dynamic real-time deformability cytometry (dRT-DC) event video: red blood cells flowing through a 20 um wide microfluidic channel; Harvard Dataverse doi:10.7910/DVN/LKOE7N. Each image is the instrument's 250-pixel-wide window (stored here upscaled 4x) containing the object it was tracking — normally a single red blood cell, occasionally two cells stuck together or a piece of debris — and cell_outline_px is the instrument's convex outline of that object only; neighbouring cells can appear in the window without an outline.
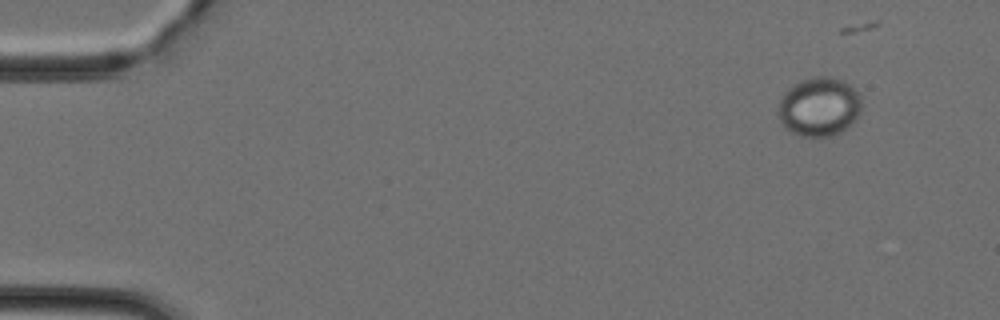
{"species": "Egyptian fruit bat (a non-hibernating species)", "species_latin": "Rousettus aegyptiacus", "temperature_condition": "cold", "stored_images_in_passage": 42, "camera_frame_rate_fps": 3000, "um_per_image_px": 0.085, "animal": {"sex": "female"}, "frame": {"image": 1, "passage_image": 1, "time_ms": 0.0, "image_size_px": [1000, 320], "cell_outline_px": [[860, 112], [856, 120], [844, 132], [832, 136], [800, 136], [784, 128], [776, 112], [780, 100], [784, 92], [792, 84], [800, 80], [816, 76], [832, 76], [844, 80], [860, 96]], "centroid_in_image_um": [69.61, 9.08], "position_along_channel_um": 15.4, "area_um2": 29.13}}
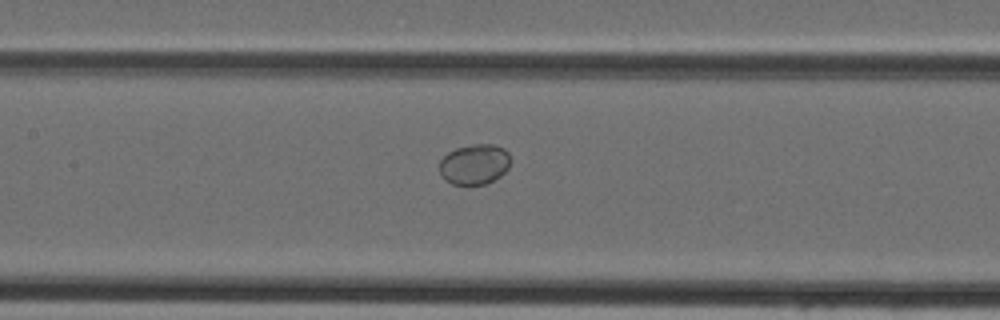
{"frame": {"image": 2, "passage_image": 19, "time_ms": 6.0, "image_size_px": [1000, 320], "cell_outline_px": [[508, 168], [500, 176], [484, 184], [452, 184], [444, 180], [440, 172], [440, 160], [448, 152], [456, 148], [472, 144], [492, 144], [504, 148], [508, 152]], "centroid_in_image_um": [40.3, 13.95], "position_along_channel_um": 167.1, "area_um2": 16.53}}
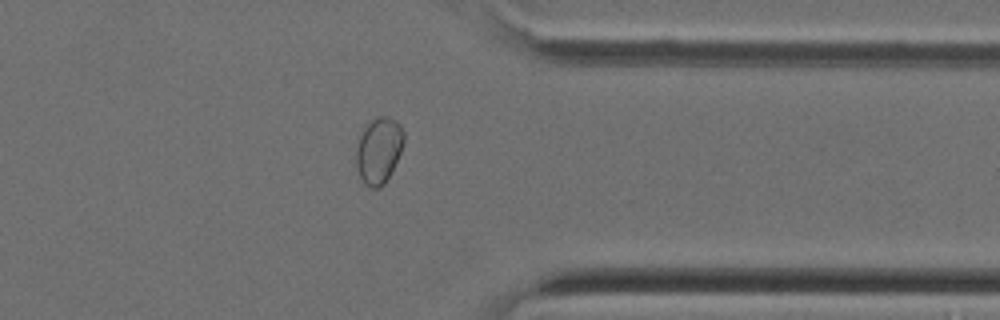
{"frame": {"image": 3, "passage_image": 34, "time_ms": 11.0, "image_size_px": [1000, 320], "cell_outline_px": [[404, 144], [384, 184], [376, 188], [372, 188], [364, 184], [360, 176], [356, 164], [356, 148], [360, 136], [364, 128], [376, 116], [388, 116], [396, 120], [400, 124], [404, 132]], "centroid_in_image_um": [32.2, 12.75], "position_along_channel_um": 379.2, "area_um2": 18.15}}